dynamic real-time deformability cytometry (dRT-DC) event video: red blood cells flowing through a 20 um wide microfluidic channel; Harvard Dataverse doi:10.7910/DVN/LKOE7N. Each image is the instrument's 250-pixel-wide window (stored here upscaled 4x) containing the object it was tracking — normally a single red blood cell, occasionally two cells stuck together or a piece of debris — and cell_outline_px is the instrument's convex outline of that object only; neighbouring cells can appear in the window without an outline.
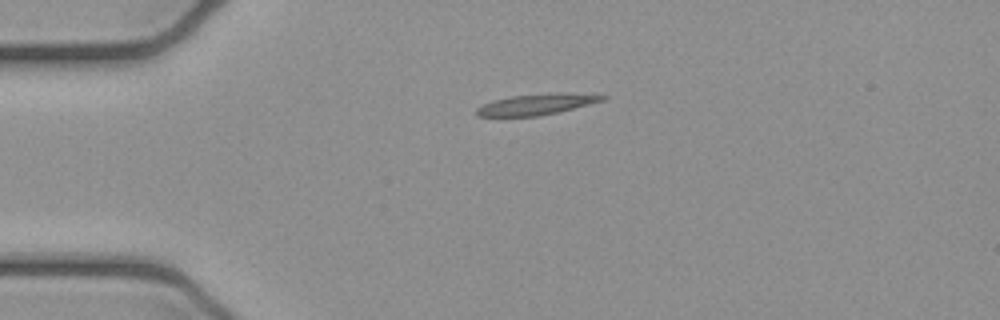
{"species": "common noctule bat (a hibernating species)", "species_latin": "Nyctalus noctula", "temperature_condition": "cold", "stored_images_in_passage": 1, "camera_frame_rate_fps": 3000, "um_per_image_px": 0.085, "animal": {"sex": "female", "body_mass_g": 21.9}, "frame": {"image": 1, "passage_image": 1, "time_ms": 0.0, "image_size_px": [1000, 320], "cell_outline_px": [[608, 96], [604, 100], [556, 112], [536, 116], [476, 116], [476, 108], [492, 100], [512, 96], [564, 92]], "centroid_in_image_um": [45.56, 8.86], "position_along_channel_um": 39.4, "area_um2": 14.97}}